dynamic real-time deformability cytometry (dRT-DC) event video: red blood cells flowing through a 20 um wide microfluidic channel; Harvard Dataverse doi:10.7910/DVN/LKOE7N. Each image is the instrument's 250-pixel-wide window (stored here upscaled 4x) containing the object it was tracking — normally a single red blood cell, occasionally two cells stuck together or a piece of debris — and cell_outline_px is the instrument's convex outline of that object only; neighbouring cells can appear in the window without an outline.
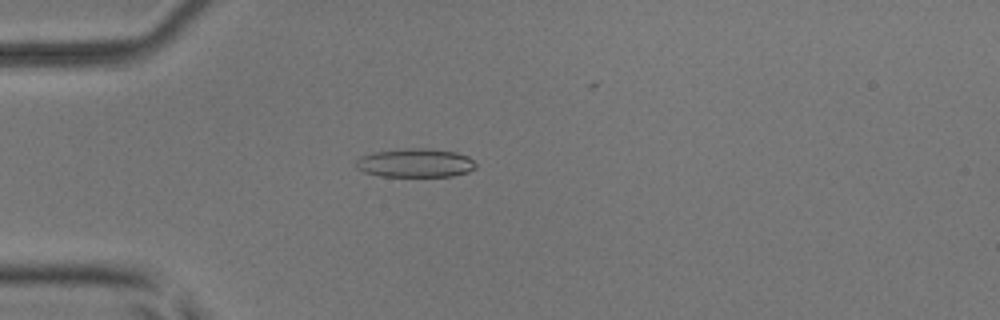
{"species": "common noctule bat (a hibernating species)", "species_latin": "Nyctalus noctula", "temperature_condition": "room temperature", "stored_images_in_passage": 37, "camera_frame_rate_fps": 3000, "um_per_image_px": 0.085, "animal": {"sex": "male", "body_mass_g": 17.9, "forearm_length_mm": 54.2}, "frame": {"image": 1, "passage_image": 7, "time_ms": 2.0, "image_size_px": [1000, 320], "cell_outline_px": [[476, 168], [468, 172], [452, 176], [380, 176], [364, 172], [356, 168], [356, 160], [360, 156], [372, 152], [404, 148], [432, 148], [456, 152], [468, 156], [476, 164]], "centroid_in_image_um": [35.29, 13.84], "position_along_channel_um": 49.7, "area_um2": 20.29}}
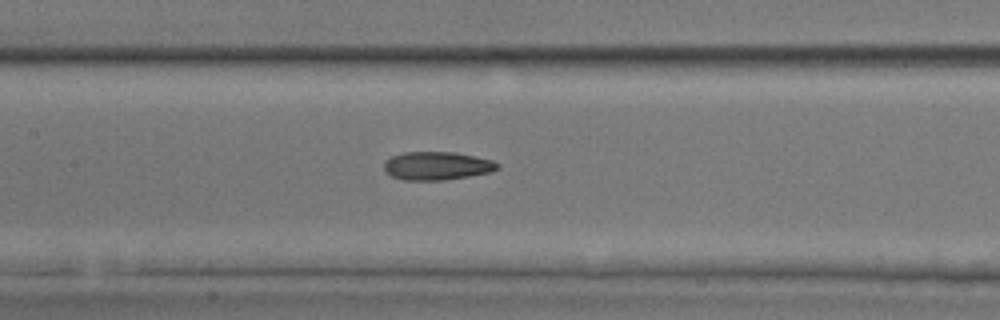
{"frame": {"image": 2, "passage_image": 17, "time_ms": 5.333, "image_size_px": [1000, 320], "cell_outline_px": [[500, 164], [496, 168], [488, 172], [468, 176], [444, 180], [404, 180], [392, 176], [384, 172], [384, 160], [392, 156], [404, 152], [456, 152], [476, 156], [492, 160]], "centroid_in_image_um": [37.09, 14.09], "position_along_channel_um": 170.3, "area_um2": 18.67}}
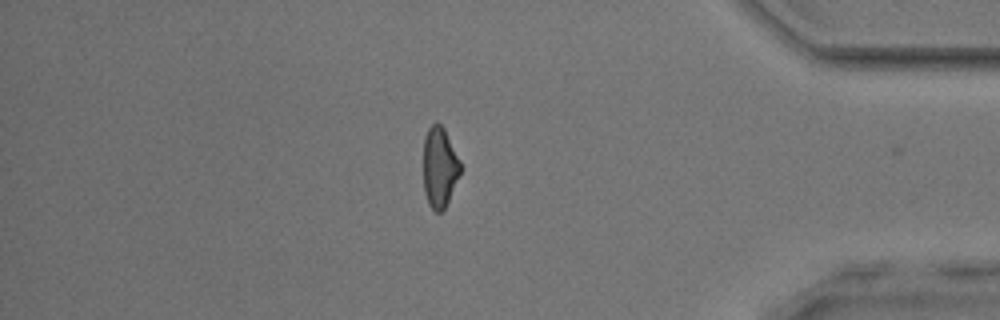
{"frame": {"image": 3, "passage_image": 36, "time_ms": 11.667, "image_size_px": [1000, 320], "cell_outline_px": [[460, 172], [448, 200], [444, 208], [440, 212], [436, 212], [428, 204], [424, 192], [424, 136], [428, 128], [436, 120], [444, 128], [460, 160]], "centroid_in_image_um": [37.34, 14.18], "position_along_channel_um": 397.9, "area_um2": 17.17}, "authors_computed_cell_mechanics": {"area_um2": 18.7272, "velocity_mm_per_s": 4.0866, "shape_relaxation_time_tau1_ms": null, "shape_relaxation_time_tau2_ms": 2.9612, "deformation_change_tau1": null, "deformation_change_tau2": 0.1105}}